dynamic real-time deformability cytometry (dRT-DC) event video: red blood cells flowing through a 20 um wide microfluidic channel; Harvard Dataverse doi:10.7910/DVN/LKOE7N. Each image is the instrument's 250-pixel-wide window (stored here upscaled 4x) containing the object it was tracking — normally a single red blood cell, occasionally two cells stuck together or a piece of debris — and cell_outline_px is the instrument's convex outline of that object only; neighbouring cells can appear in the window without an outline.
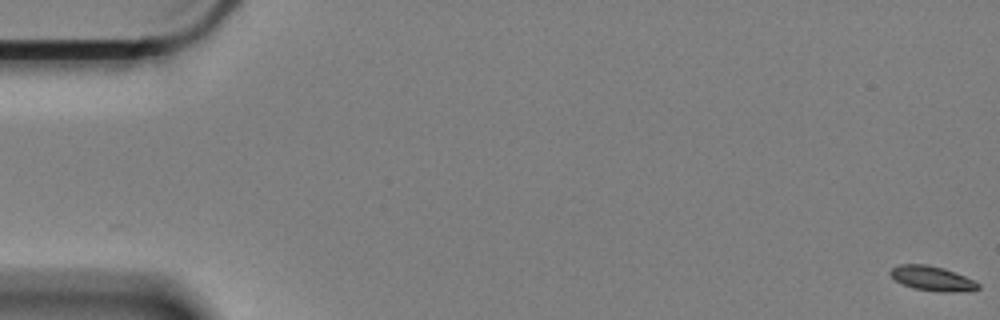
{"species": "Egyptian fruit bat (a non-hibernating species)", "species_latin": "Rousettus aegyptiacus", "temperature_condition": "cold", "stored_images_in_passage": 23, "camera_frame_rate_fps": 3000, "um_per_image_px": 0.085, "animal": {"sex": "female"}, "frame": {"image": 1, "passage_image": 1, "time_ms": 0.0, "image_size_px": [1000, 320], "cell_outline_px": [[980, 288], [952, 292], [940, 292], [912, 288], [896, 280], [888, 272], [892, 268], [900, 264], [924, 264], [944, 268], [964, 276], [980, 284]], "centroid_in_image_um": [79.21, 23.66], "position_along_channel_um": 5.8, "area_um2": 12.37}}
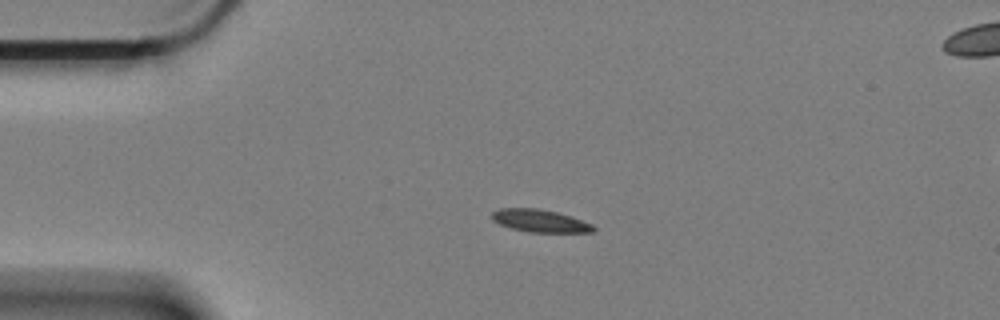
{"frame": {"image": 2, "passage_image": 15, "time_ms": 4.667, "image_size_px": [1000, 320], "cell_outline_px": [[596, 228], [592, 232], [528, 232], [512, 228], [500, 224], [492, 220], [492, 212], [500, 208], [536, 208], [556, 212], [592, 224]], "centroid_in_image_um": [45.86, 18.77], "position_along_channel_um": 39.1, "area_um2": 13.12}}
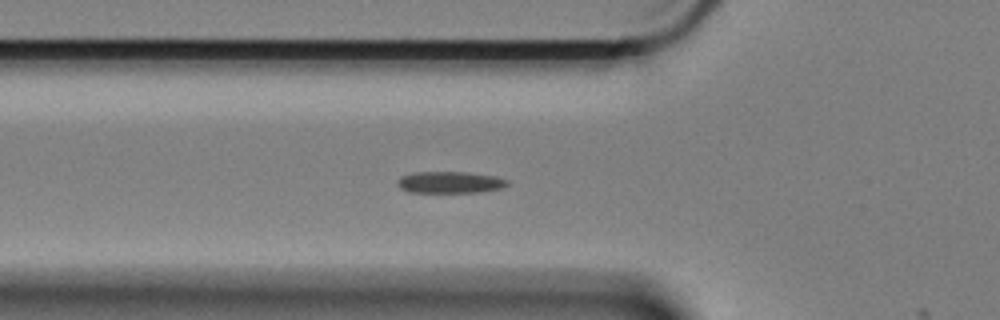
{"frame": {"image": 3, "passage_image": 22, "time_ms": 7.0, "image_size_px": [1000, 320], "cell_outline_px": [[508, 184], [500, 188], [480, 192], [408, 192], [400, 188], [396, 184], [404, 176], [416, 172], [464, 172], [496, 176], [508, 180]], "centroid_in_image_um": [38.27, 15.5], "position_along_channel_um": 87.5, "area_um2": 13.64}}